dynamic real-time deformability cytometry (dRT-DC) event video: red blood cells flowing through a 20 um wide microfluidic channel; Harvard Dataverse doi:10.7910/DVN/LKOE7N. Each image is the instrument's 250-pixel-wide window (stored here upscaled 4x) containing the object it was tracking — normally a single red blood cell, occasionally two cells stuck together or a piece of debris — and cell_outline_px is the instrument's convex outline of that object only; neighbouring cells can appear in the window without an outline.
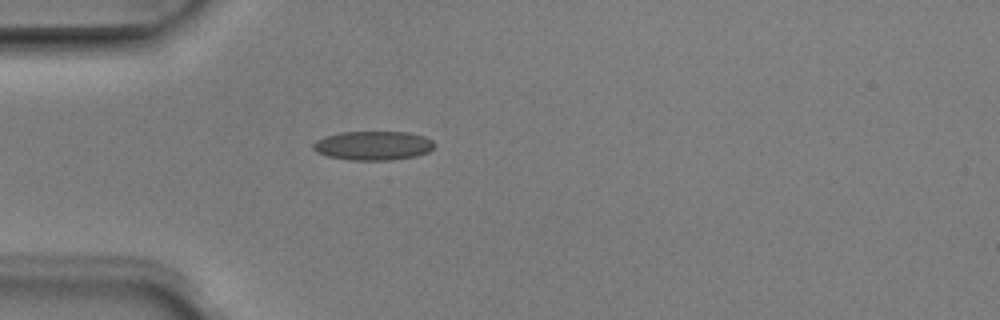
{"species": "Egyptian fruit bat (a non-hibernating species)", "species_latin": "Rousettus aegyptiacus", "temperature_condition": "room temperature", "stored_images_in_passage": 5, "camera_frame_rate_fps": 3000, "um_per_image_px": 0.085, "animal": {"sex": "male"}, "frame": {"image": 1, "passage_image": 5, "time_ms": 1.333, "image_size_px": [1000, 320], "cell_outline_px": [[436, 144], [428, 152], [416, 156], [388, 160], [348, 160], [328, 156], [316, 152], [312, 148], [312, 144], [316, 140], [324, 136], [340, 132], [408, 132], [424, 136], [432, 140]], "centroid_in_image_um": [31.7, 12.37], "position_along_channel_um": 53.3, "area_um2": 20.63}}